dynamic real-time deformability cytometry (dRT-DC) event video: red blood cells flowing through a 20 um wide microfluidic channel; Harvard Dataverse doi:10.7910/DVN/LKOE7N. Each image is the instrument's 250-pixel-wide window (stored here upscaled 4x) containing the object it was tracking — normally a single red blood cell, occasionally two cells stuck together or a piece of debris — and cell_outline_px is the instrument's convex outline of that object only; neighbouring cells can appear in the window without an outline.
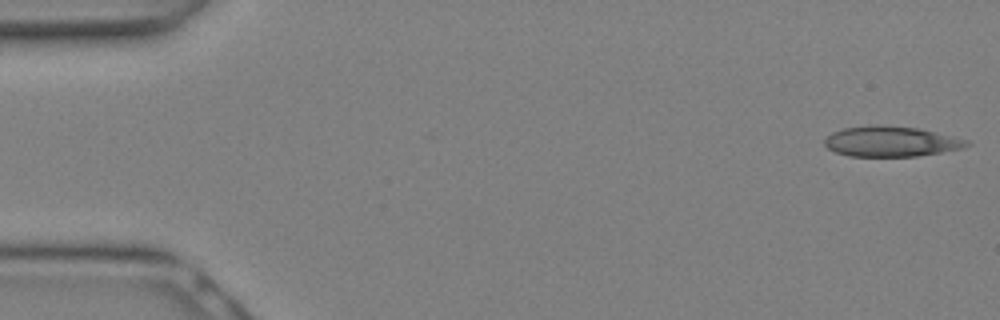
{"species": "Egyptian fruit bat (a non-hibernating species)", "species_latin": "Rousettus aegyptiacus", "temperature_condition": "warm", "stored_images_in_passage": 8, "camera_frame_rate_fps": 3000, "um_per_image_px": 0.085, "animal": {"sex": "female"}, "frame": {"image": 1, "passage_image": 1, "time_ms": 0.0, "image_size_px": [1000, 320], "cell_outline_px": [[972, 144], [964, 148], [916, 156], [848, 156], [836, 152], [828, 148], [824, 144], [824, 140], [832, 132], [844, 128], [920, 128], [968, 140]], "centroid_in_image_um": [75.79, 12.07], "position_along_channel_um": 9.2, "area_um2": 24.04}}